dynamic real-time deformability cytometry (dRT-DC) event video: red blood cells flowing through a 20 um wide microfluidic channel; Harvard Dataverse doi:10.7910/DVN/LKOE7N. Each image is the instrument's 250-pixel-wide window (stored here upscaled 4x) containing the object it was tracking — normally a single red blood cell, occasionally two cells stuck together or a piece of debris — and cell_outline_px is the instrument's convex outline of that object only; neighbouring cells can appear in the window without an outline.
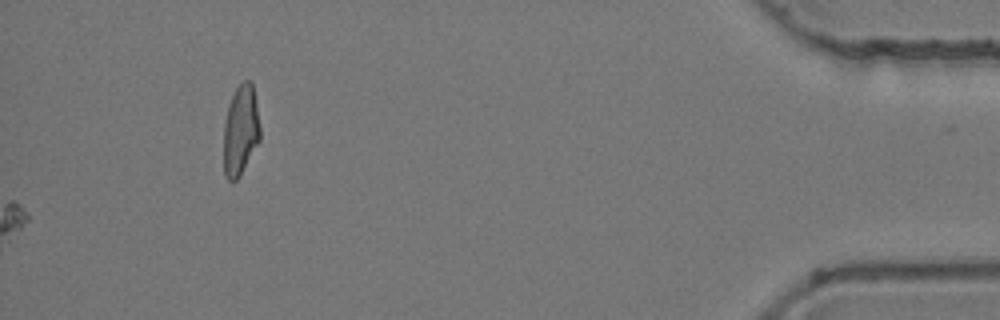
{"species": "common noctule bat (a hibernating species)", "species_latin": "Nyctalus noctula", "temperature_condition": "room temperature", "stored_images_in_passage": 53, "camera_frame_rate_fps": 3000, "um_per_image_px": 0.085, "animal": {"sex": "female", "body_mass_g": 24.6, "forearm_length_mm": 56.2}, "frame": {"image": 1, "passage_image": 53, "time_ms": 17.333, "image_size_px": [1000, 320], "cell_outline_px": [[260, 140], [240, 176], [232, 184], [224, 176], [224, 124], [228, 104], [236, 88], [244, 80], [252, 80], [260, 128]], "centroid_in_image_um": [20.44, 11.1], "position_along_channel_um": 414.8, "area_um2": 19.31}}